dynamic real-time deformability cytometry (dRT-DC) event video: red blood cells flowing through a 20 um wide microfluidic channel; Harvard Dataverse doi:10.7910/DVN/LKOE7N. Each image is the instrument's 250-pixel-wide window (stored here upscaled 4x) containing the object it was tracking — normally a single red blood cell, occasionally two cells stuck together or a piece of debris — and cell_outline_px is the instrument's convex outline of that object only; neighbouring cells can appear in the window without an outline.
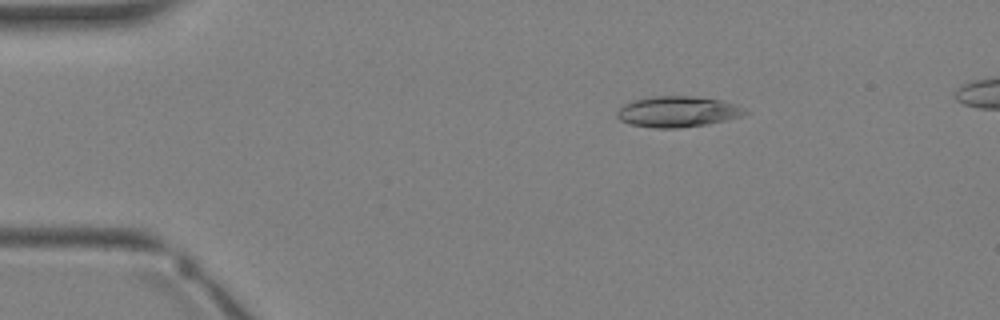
{"species": "Egyptian fruit bat (a non-hibernating species)", "species_latin": "Rousettus aegyptiacus", "temperature_condition": "warm", "stored_images_in_passage": 4, "camera_frame_rate_fps": 3000, "um_per_image_px": 0.085, "animal": {"sex": "female"}, "frame": {"image": 1, "passage_image": 2, "time_ms": 1.333, "image_size_px": [1000, 320], "cell_outline_px": [[752, 112], [740, 116], [708, 124], [676, 128], [656, 128], [628, 124], [620, 120], [616, 116], [616, 112], [624, 104], [636, 100], [652, 96], [696, 96], [724, 100], [744, 108]], "centroid_in_image_um": [57.61, 9.49], "position_along_channel_um": 27.4, "area_um2": 23.06}}